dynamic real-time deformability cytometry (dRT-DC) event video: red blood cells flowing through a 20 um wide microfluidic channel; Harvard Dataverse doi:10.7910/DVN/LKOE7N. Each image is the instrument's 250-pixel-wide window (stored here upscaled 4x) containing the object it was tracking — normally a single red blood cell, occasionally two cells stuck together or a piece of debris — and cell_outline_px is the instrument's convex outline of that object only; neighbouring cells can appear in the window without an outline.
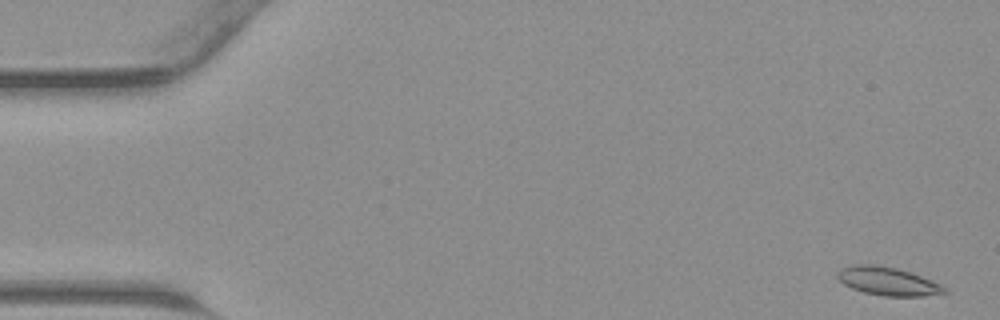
{"species": "common noctule bat (a hibernating species)", "species_latin": "Nyctalus noctula", "temperature_condition": "warm", "stored_images_in_passage": 44, "camera_frame_rate_fps": 3000, "um_per_image_px": 0.085, "animal": {"sex": "male", "body_mass_g": 23.1, "forearm_length_mm": 52.7}, "frame": {"image": 1, "passage_image": 1, "time_ms": 0.0, "image_size_px": [1000, 320], "cell_outline_px": [[948, 292], [924, 296], [884, 296], [864, 292], [852, 288], [844, 284], [836, 276], [836, 272], [840, 268], [852, 264], [876, 264], [896, 268], [932, 280], [948, 288]], "centroid_in_image_um": [75.44, 23.9], "position_along_channel_um": 9.6, "area_um2": 17.69}}
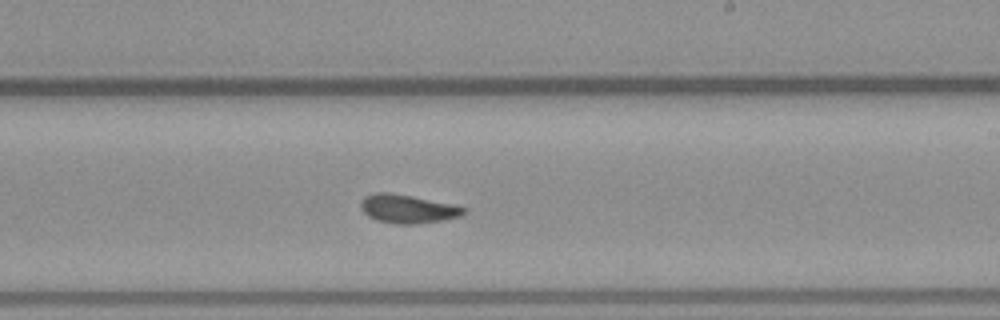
{"frame": {"image": 2, "passage_image": 26, "time_ms": 8.333, "image_size_px": [1000, 320], "cell_outline_px": [[468, 212], [460, 216], [444, 220], [412, 224], [396, 224], [376, 220], [368, 216], [360, 208], [360, 200], [364, 196], [376, 192], [392, 192], [452, 204], [468, 208]], "centroid_in_image_um": [34.65, 17.74], "position_along_channel_um": 254.4, "area_um2": 17.34}}
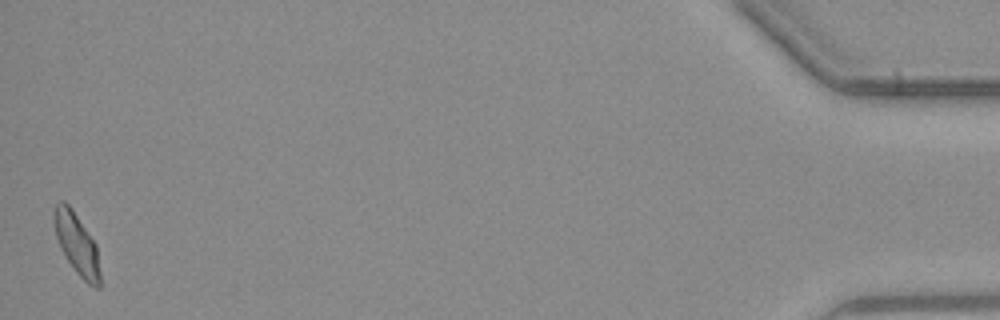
{"frame": {"image": 3, "passage_image": 44, "time_ms": 14.333, "image_size_px": [1000, 320], "cell_outline_px": [[100, 288], [96, 288], [88, 284], [76, 272], [64, 256], [60, 248], [56, 236], [52, 220], [52, 212], [56, 204], [60, 200], [64, 200], [72, 208], [96, 244], [100, 272]], "centroid_in_image_um": [6.5, 20.71], "position_along_channel_um": 428.7, "area_um2": 16.65}}